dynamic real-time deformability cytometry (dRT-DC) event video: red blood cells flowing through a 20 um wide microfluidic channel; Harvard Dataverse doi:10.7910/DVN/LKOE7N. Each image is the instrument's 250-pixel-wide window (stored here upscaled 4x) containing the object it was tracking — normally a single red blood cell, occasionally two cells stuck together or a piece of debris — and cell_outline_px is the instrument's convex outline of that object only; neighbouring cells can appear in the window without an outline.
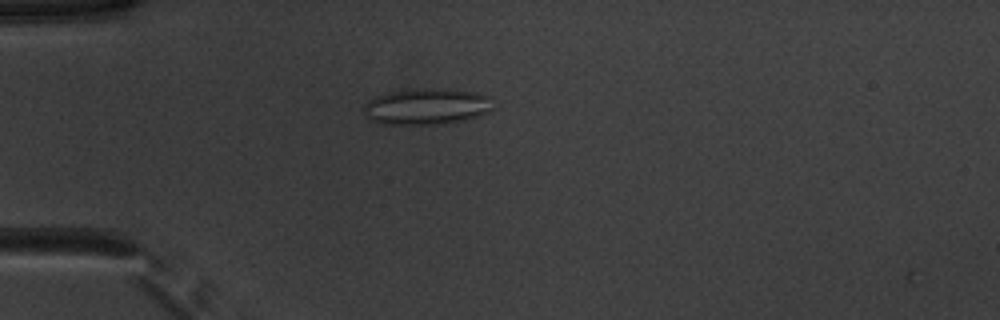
{"species": "common noctule bat (a hibernating species)", "species_latin": "Nyctalus noctula", "temperature_condition": "warm", "stored_images_in_passage": 40, "camera_frame_rate_fps": 3000, "um_per_image_px": 0.085, "animal": {"sex": "male", "body_mass_g": 20.1, "forearm_length_mm": 53.5}, "frame": {"image": 1, "passage_image": 3, "time_ms": 0.667, "image_size_px": [1000, 320], "cell_outline_px": [[492, 108], [488, 112], [464, 120], [448, 124], [380, 124], [372, 120], [364, 112], [364, 104], [368, 100], [376, 96], [388, 92], [416, 88], [448, 88], [472, 92], [488, 96]], "centroid_in_image_um": [36.23, 9.05], "position_along_channel_um": 48.8, "area_um2": 27.34}}
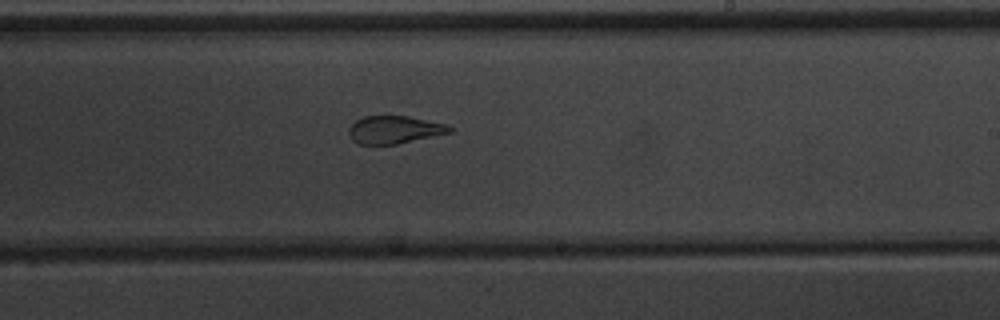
{"frame": {"image": 2, "passage_image": 20, "time_ms": 6.333, "image_size_px": [1000, 320], "cell_outline_px": [[452, 132], [396, 144], [360, 144], [352, 140], [348, 132], [348, 128], [356, 120], [364, 116], [408, 116], [444, 124], [452, 128]], "centroid_in_image_um": [33.48, 11.02], "position_along_channel_um": 255.5, "area_um2": 16.07}}
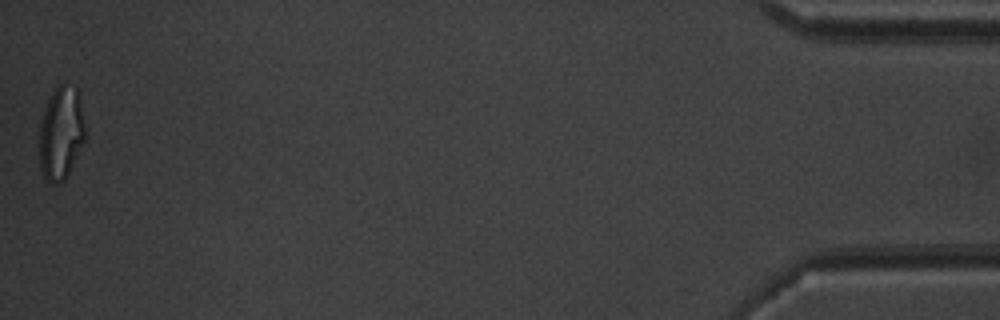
{"frame": {"image": 3, "passage_image": 40, "time_ms": 13.0, "image_size_px": [1000, 320], "cell_outline_px": [[84, 140], [68, 176], [60, 184], [52, 184], [44, 180], [40, 168], [40, 128], [44, 108], [52, 92], [60, 84], [64, 84], [76, 88], [80, 100], [84, 124]], "centroid_in_image_um": [5.17, 11.38], "position_along_channel_um": 430.0, "area_um2": 24.74}, "authors_computed_cell_mechanics": {"area_um2": 18.6694, "velocity_mm_per_s": 3.9477, "shape_relaxation_time_tau1_ms": null, "shape_relaxation_time_tau2_ms": 0.972, "deformation_change_tau1": null, "deformation_change_tau2": 0.0788}}